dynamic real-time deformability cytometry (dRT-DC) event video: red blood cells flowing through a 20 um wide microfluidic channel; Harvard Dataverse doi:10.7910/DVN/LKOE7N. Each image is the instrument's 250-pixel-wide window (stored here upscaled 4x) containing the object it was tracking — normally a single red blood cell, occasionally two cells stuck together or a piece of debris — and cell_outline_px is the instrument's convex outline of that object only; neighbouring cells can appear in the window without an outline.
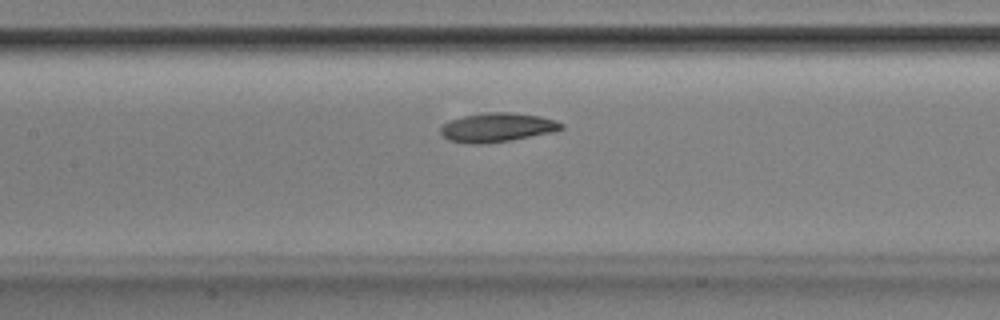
{"species": "Egyptian fruit bat (a non-hibernating species)", "species_latin": "Rousettus aegyptiacus", "temperature_condition": "room temperature", "stored_images_in_passage": 47, "camera_frame_rate_fps": 3000, "um_per_image_px": 0.085, "animal": {"sex": "male"}, "frame": {"image": 1, "passage_image": 19, "time_ms": 6.0, "image_size_px": [1000, 320], "cell_outline_px": [[564, 128], [552, 132], [508, 140], [480, 144], [468, 144], [448, 140], [440, 132], [440, 128], [444, 124], [460, 116], [484, 112], [512, 112], [540, 116], [556, 120], [564, 124]], "centroid_in_image_um": [42.25, 10.82], "position_along_channel_um": 165.2, "area_um2": 20.4}}
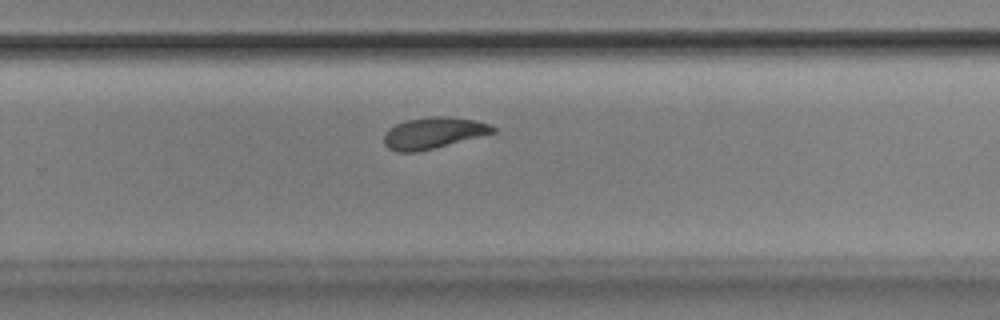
{"frame": {"image": 2, "passage_image": 29, "time_ms": 9.333, "image_size_px": [1000, 320], "cell_outline_px": [[496, 132], [416, 152], [396, 152], [388, 148], [384, 144], [384, 132], [388, 128], [396, 124], [408, 120], [428, 116], [448, 116], [476, 120], [488, 124], [496, 128]], "centroid_in_image_um": [36.8, 11.29], "position_along_channel_um": 293.0, "area_um2": 19.77}}
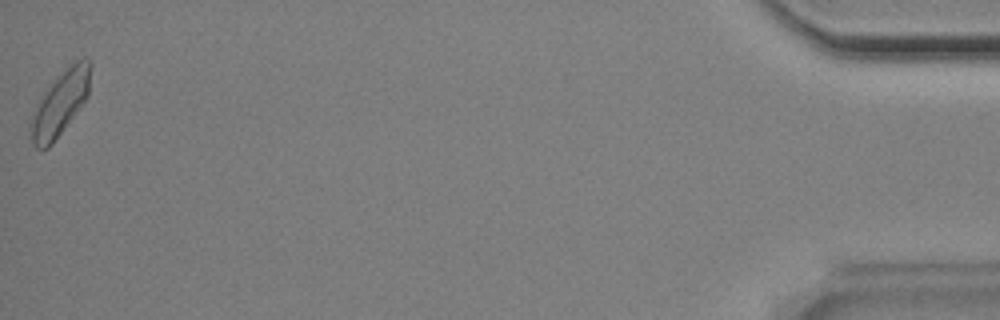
{"frame": {"image": 3, "passage_image": 47, "time_ms": 15.333, "image_size_px": [1000, 320], "cell_outline_px": [[92, 64], [88, 96], [52, 144], [48, 148], [36, 148], [32, 144], [32, 112], [40, 96], [52, 80], [76, 60], [92, 60]], "centroid_in_image_um": [5.12, 8.74], "position_along_channel_um": 430.1, "area_um2": 22.08}, "authors_computed_cell_mechanics": {"area_um2": 20.23, "velocity_mm_per_s": 3.8507, "shape_relaxation_time_tau1_ms": 3.3876, "shape_relaxation_time_tau2_ms": 3.6607, "deformation_change_tau1": 0.1371, "deformation_change_tau2": 0.0914}}